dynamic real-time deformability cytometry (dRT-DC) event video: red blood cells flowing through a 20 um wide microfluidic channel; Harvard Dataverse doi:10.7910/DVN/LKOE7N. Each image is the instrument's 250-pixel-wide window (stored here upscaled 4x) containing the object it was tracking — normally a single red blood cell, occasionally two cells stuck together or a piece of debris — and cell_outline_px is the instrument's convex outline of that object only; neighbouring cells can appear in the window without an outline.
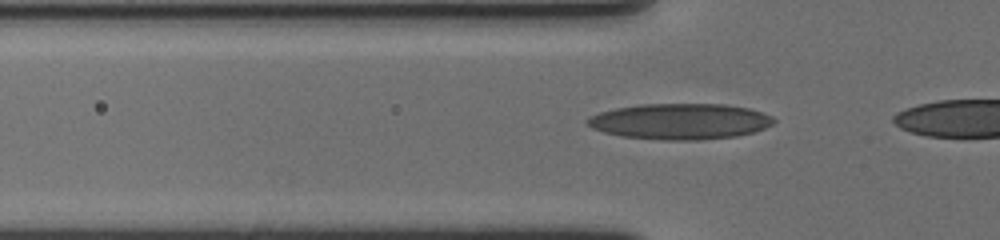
{"species": "human", "species_latin": "Homo sapiens", "temperature_condition": "cold", "stored_images_in_passage": 14, "camera_frame_rate_fps": 3000, "um_per_image_px": 0.085, "donor": {"sex": "female"}, "frame": {"image": 1, "passage_image": 7, "time_ms": 2.0, "image_size_px": [1000, 240], "cell_outline_px": [[776, 120], [772, 124], [764, 128], [740, 136], [700, 140], [660, 140], [620, 136], [604, 132], [592, 128], [584, 120], [588, 116], [600, 112], [616, 108], [640, 104], [724, 104], [748, 108], [772, 116]], "centroid_in_image_um": [57.78, 10.32], "position_along_channel_um": 68.0, "area_um2": 39.13}}
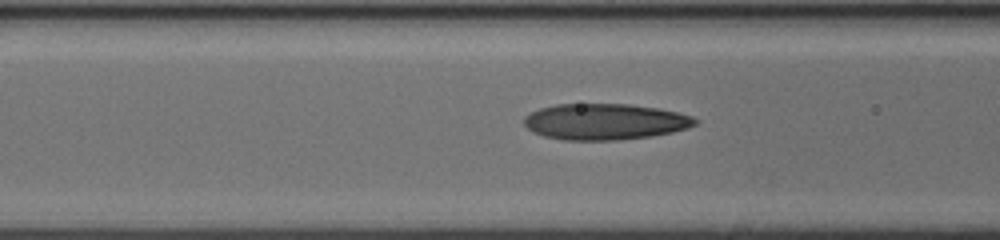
{"frame": {"image": 2, "passage_image": 11, "time_ms": 3.333, "image_size_px": [1000, 240], "cell_outline_px": [[696, 124], [688, 128], [672, 132], [652, 136], [616, 140], [564, 140], [544, 136], [532, 132], [524, 124], [524, 116], [540, 108], [556, 104], [628, 104], [660, 108], [692, 116], [696, 120]], "centroid_in_image_um": [51.41, 10.34], "position_along_channel_um": 115.2, "area_um2": 36.01}}